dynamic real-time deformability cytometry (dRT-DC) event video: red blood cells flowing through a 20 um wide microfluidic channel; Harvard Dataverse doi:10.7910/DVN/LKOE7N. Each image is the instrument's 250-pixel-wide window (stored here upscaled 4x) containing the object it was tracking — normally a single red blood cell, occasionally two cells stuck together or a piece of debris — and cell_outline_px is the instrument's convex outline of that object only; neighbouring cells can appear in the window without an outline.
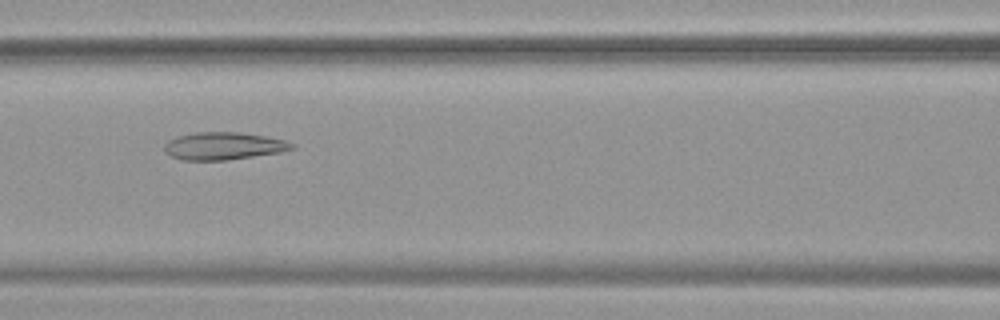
{"species": "common noctule bat (a hibernating species)", "species_latin": "Nyctalus noctula", "temperature_condition": "warm", "stored_images_in_passage": 54, "camera_frame_rate_fps": 3000, "um_per_image_px": 0.085, "animal": {"sex": "female", "body_mass_g": 19.9}, "frame": {"image": 1, "passage_image": 24, "time_ms": 7.667, "image_size_px": [1000, 320], "cell_outline_px": [[296, 148], [280, 152], [224, 160], [184, 160], [172, 156], [164, 152], [164, 144], [168, 140], [176, 136], [196, 132], [236, 132], [264, 136], [284, 140], [296, 144]], "centroid_in_image_um": [18.98, 12.4], "position_along_channel_um": 147.6, "area_um2": 20.35}}
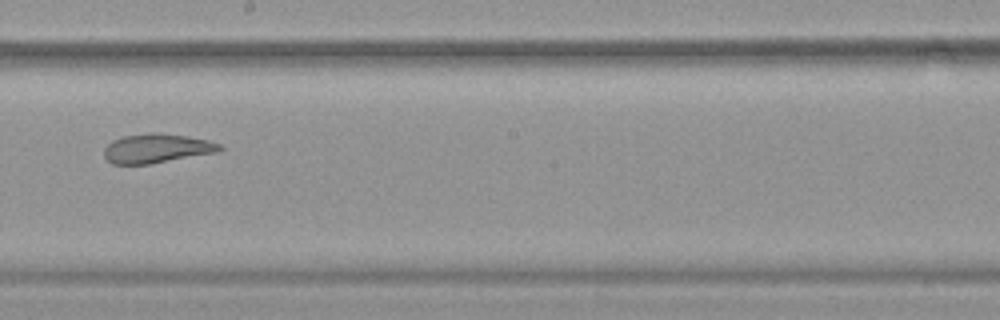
{"frame": {"image": 2, "passage_image": 31, "time_ms": 10.0, "image_size_px": [1000, 320], "cell_outline_px": [[224, 148], [220, 152], [152, 164], [112, 164], [104, 156], [104, 148], [112, 140], [124, 136], [152, 132], [184, 136], [208, 140], [220, 144]], "centroid_in_image_um": [13.34, 12.63], "position_along_channel_um": 234.9, "area_um2": 19.77}}
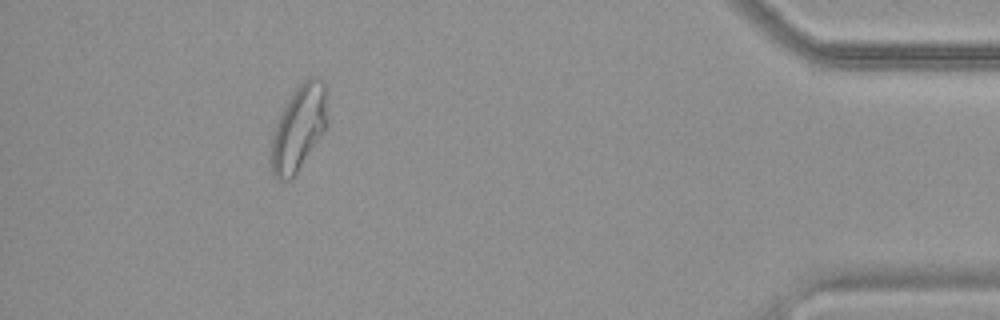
{"frame": {"image": 3, "passage_image": 49, "time_ms": 16.0, "image_size_px": [1000, 320], "cell_outline_px": [[328, 124], [292, 180], [276, 180], [272, 172], [272, 136], [276, 124], [288, 100], [296, 88], [308, 76], [316, 76], [324, 84], [328, 120]], "centroid_in_image_um": [25.41, 10.89], "position_along_channel_um": 409.8, "area_um2": 27.46}, "authors_computed_cell_mechanics": {"area_um2": 26.4146, "velocity_mm_per_s": 3.7681, "shape_relaxation_time_tau1_ms": null, "shape_relaxation_time_tau2_ms": 1.9802, "deformation_change_tau1": null, "deformation_change_tau2": 0.0938}}